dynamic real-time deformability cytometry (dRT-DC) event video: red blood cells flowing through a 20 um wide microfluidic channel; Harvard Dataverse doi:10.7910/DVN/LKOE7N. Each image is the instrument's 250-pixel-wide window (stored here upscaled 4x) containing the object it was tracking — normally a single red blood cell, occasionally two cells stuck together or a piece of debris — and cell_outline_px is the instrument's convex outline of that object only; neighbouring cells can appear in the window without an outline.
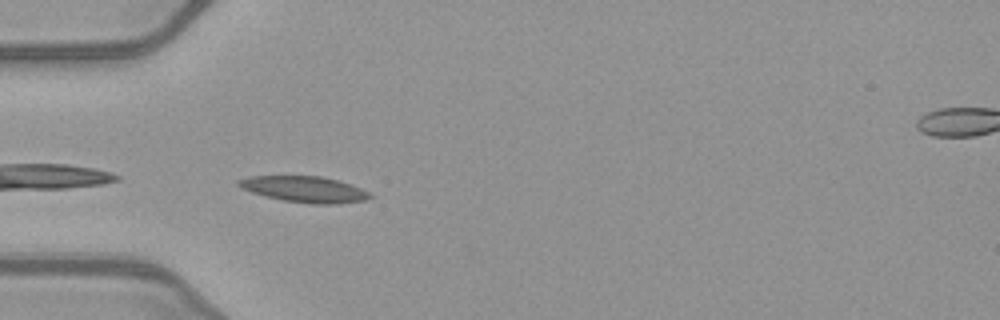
{"species": "common noctule bat (a hibernating species)", "species_latin": "Nyctalus noctula", "temperature_condition": "warm", "stored_images_in_passage": 14, "camera_frame_rate_fps": 3000, "um_per_image_px": 0.085, "animal": {"sex": "female", "body_mass_g": 21.9}, "frame": {"image": 1, "passage_image": 1, "time_ms": 0.0, "image_size_px": [1000, 320], "cell_outline_px": [[372, 196], [364, 200], [336, 204], [312, 204], [284, 200], [252, 192], [236, 184], [236, 180], [252, 176], [320, 176], [352, 184], [368, 192]], "centroid_in_image_um": [25.89, 16.08], "position_along_channel_um": 59.1, "area_um2": 19.59}}
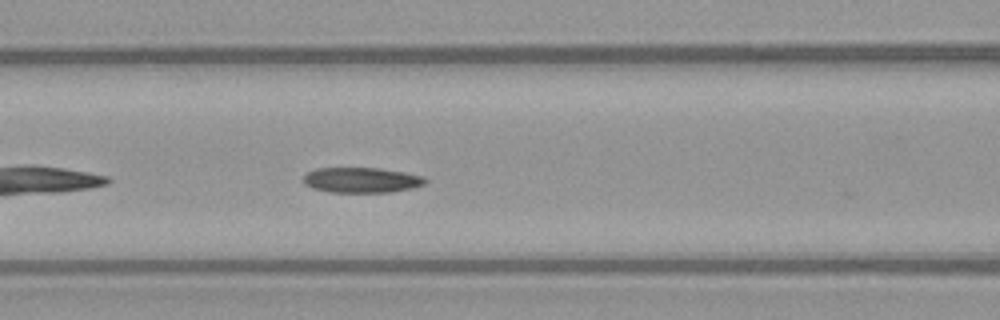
{"frame": {"image": 2, "passage_image": 7, "time_ms": 2.0, "image_size_px": [1000, 320], "cell_outline_px": [[428, 180], [424, 184], [412, 188], [392, 192], [328, 192], [312, 188], [304, 184], [304, 176], [308, 172], [316, 168], [380, 168], [404, 172], [424, 176]], "centroid_in_image_um": [30.74, 15.3], "position_along_channel_um": 135.9, "area_um2": 18.03}}
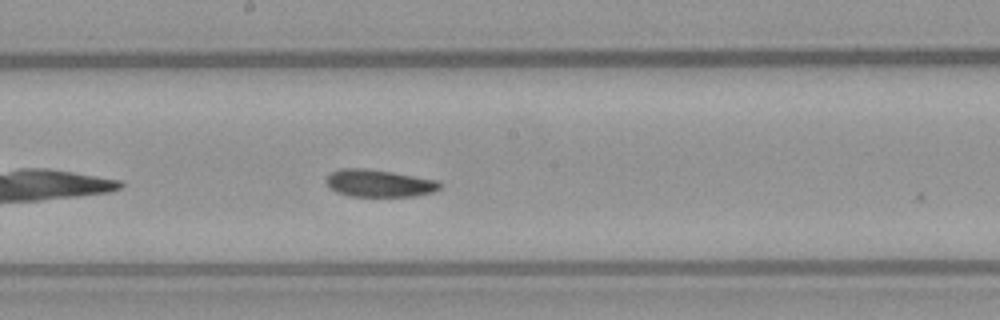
{"frame": {"image": 3, "passage_image": 13, "time_ms": 4.0, "image_size_px": [1000, 320], "cell_outline_px": [[444, 184], [440, 188], [432, 192], [416, 196], [348, 196], [336, 192], [328, 188], [324, 180], [332, 172], [340, 168], [368, 168], [392, 172], [436, 180]], "centroid_in_image_um": [32.18, 15.58], "position_along_channel_um": 216.0, "area_um2": 18.26}}